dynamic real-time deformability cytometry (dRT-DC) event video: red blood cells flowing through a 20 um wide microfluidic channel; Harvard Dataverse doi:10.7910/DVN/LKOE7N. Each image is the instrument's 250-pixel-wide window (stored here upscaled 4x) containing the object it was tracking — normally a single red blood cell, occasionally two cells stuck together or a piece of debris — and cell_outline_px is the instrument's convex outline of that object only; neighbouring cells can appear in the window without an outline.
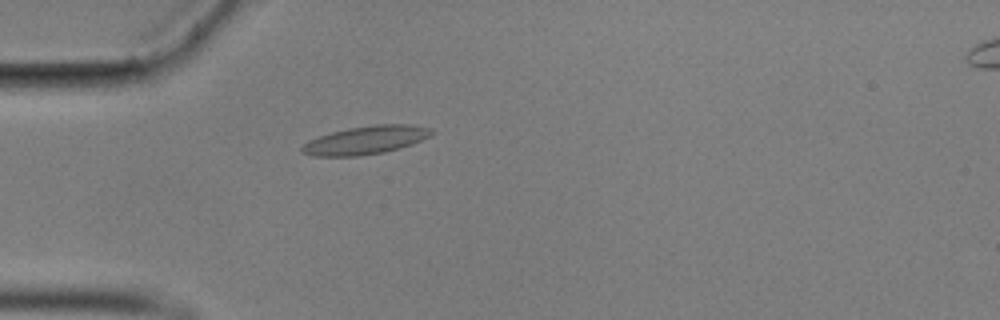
{"species": "common noctule bat (a hibernating species)", "species_latin": "Nyctalus noctula", "temperature_condition": "cold", "stored_images_in_passage": 46, "camera_frame_rate_fps": 3000, "um_per_image_px": 0.085, "animal": {"sex": "male", "body_mass_g": 17.9}, "frame": {"image": 1, "passage_image": 5, "time_ms": 1.333, "image_size_px": [1000, 320], "cell_outline_px": [[436, 132], [412, 144], [400, 148], [384, 152], [356, 156], [312, 156], [300, 152], [300, 148], [308, 140], [332, 132], [348, 128], [376, 124], [408, 124], [432, 128]], "centroid_in_image_um": [31.08, 11.91], "position_along_channel_um": 53.9, "area_um2": 21.33}}
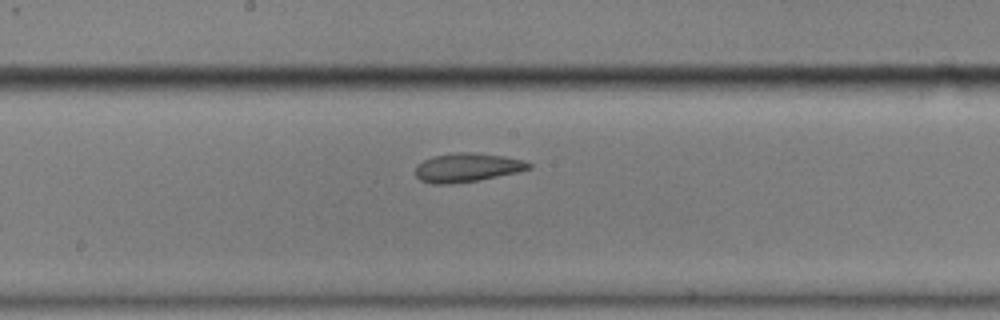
{"frame": {"image": 2, "passage_image": 19, "time_ms": 6.0, "image_size_px": [1000, 320], "cell_outline_px": [[532, 168], [516, 172], [476, 180], [448, 184], [432, 184], [420, 180], [416, 176], [416, 164], [432, 156], [456, 152], [468, 152], [504, 156], [524, 160], [532, 164]], "centroid_in_image_um": [39.68, 14.23], "position_along_channel_um": 208.5, "area_um2": 18.9}}
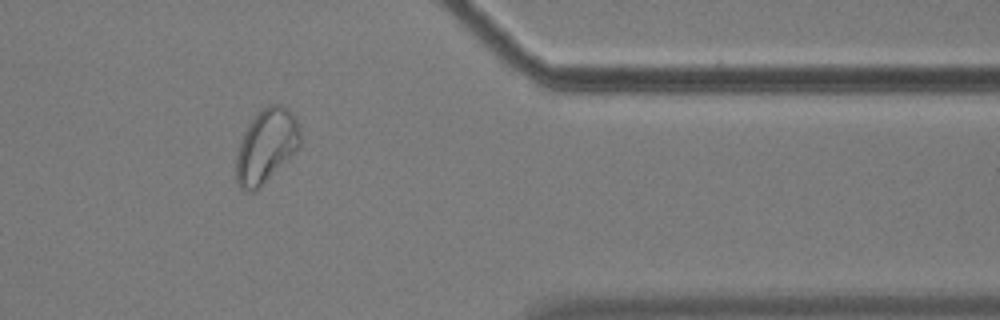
{"frame": {"image": 3, "passage_image": 36, "time_ms": 11.667, "image_size_px": [1000, 320], "cell_outline_px": [[300, 144], [252, 192], [244, 192], [240, 188], [236, 180], [236, 156], [244, 132], [252, 120], [268, 104], [280, 104], [288, 108], [292, 112], [300, 128]], "centroid_in_image_um": [22.6, 12.36], "position_along_channel_um": 388.8, "area_um2": 26.36}, "authors_computed_cell_mechanics": {"area_um2": 20.1433, "velocity_mm_per_s": 3.488, "shape_relaxation_time_tau1_ms": null, "shape_relaxation_time_tau2_ms": 1.7142, "deformation_change_tau1": null, "deformation_change_tau2": 0.075}}